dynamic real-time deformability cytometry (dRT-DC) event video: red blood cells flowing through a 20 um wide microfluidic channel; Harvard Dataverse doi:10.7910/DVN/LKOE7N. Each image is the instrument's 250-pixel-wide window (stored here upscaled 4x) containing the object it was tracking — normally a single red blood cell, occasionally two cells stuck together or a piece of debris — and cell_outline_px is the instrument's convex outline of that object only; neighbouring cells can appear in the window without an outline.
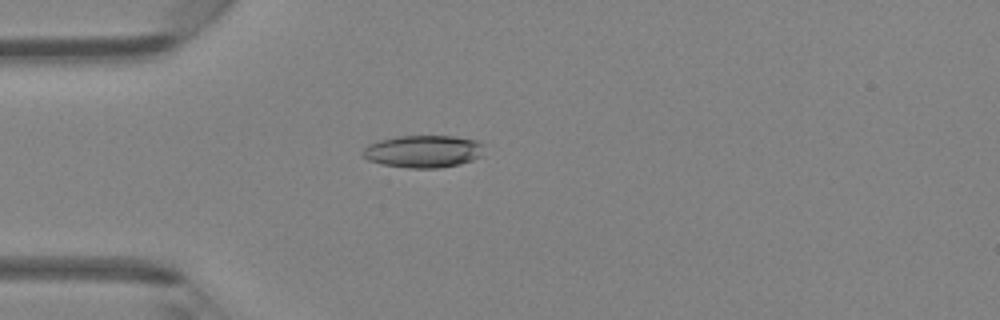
{"species": "Egyptian fruit bat (a non-hibernating species)", "species_latin": "Rousettus aegyptiacus", "temperature_condition": "room temperature", "stored_images_in_passage": 47, "camera_frame_rate_fps": 3000, "um_per_image_px": 0.085, "animal": {"sex": "female"}, "frame": {"image": 1, "passage_image": 13, "time_ms": 4.0, "image_size_px": [1000, 320], "cell_outline_px": [[484, 156], [460, 164], [440, 168], [408, 168], [384, 164], [368, 160], [360, 156], [360, 152], [368, 144], [376, 140], [396, 136], [452, 136], [476, 140], [484, 144]], "centroid_in_image_um": [35.97, 12.86], "position_along_channel_um": 49.0, "area_um2": 23.35}}
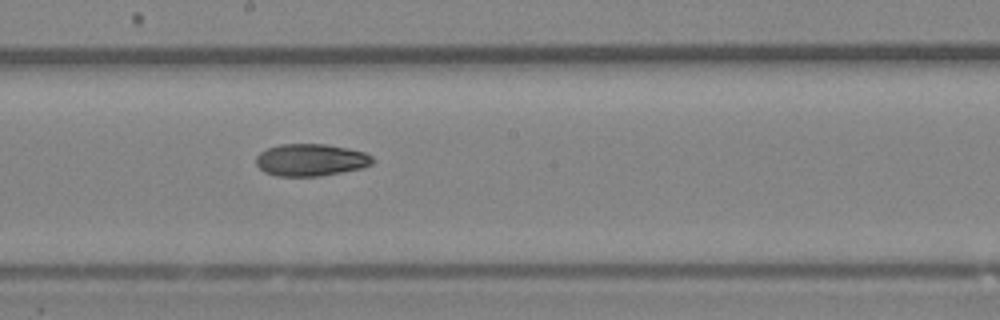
{"frame": {"image": 2, "passage_image": 26, "time_ms": 8.333, "image_size_px": [1000, 320], "cell_outline_px": [[376, 160], [372, 164], [360, 168], [320, 176], [276, 176], [264, 172], [256, 164], [256, 156], [260, 152], [268, 148], [280, 144], [324, 144], [348, 148], [364, 152], [372, 156]], "centroid_in_image_um": [26.41, 13.59], "position_along_channel_um": 221.8, "area_um2": 21.85}}
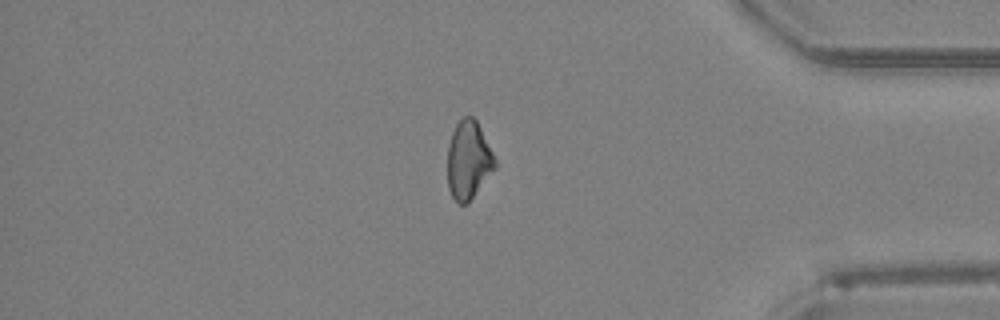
{"frame": {"image": 3, "passage_image": 40, "time_ms": 13.0, "image_size_px": [1000, 320], "cell_outline_px": [[496, 168], [472, 196], [464, 204], [460, 204], [452, 196], [448, 188], [448, 144], [452, 132], [456, 124], [464, 116], [472, 116], [476, 120], [496, 160]], "centroid_in_image_um": [39.81, 13.58], "position_along_channel_um": 395.4, "area_um2": 21.15}, "authors_computed_cell_mechanics": {"area_um2": 22.1952, "velocity_mm_per_s": 4.2998, "shape_relaxation_time_tau1_ms": null, "shape_relaxation_time_tau2_ms": 8.6263, "deformation_change_tau1": null, "deformation_change_tau2": 0.1729}}